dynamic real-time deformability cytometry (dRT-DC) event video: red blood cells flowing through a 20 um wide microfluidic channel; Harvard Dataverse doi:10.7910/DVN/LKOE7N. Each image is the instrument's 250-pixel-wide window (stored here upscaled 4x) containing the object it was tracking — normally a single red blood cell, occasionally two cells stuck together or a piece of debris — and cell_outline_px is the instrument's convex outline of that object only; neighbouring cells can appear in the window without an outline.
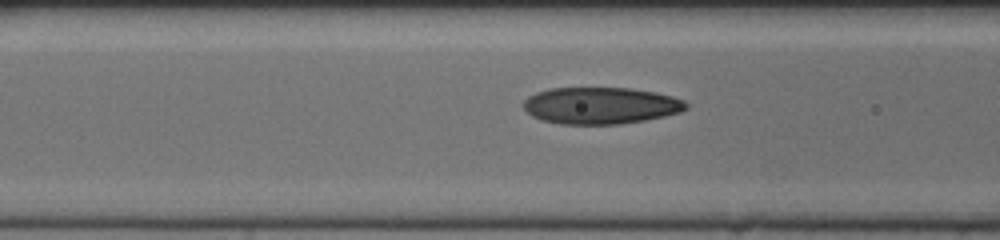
{"species": "human", "species_latin": "Homo sapiens", "temperature_condition": "cold", "stored_images_in_passage": 38, "camera_frame_rate_fps": 3000, "um_per_image_px": 0.085, "donor": {"sex": "female"}, "frame": {"image": 1, "passage_image": 16, "time_ms": 5.0, "image_size_px": [1000, 240], "cell_outline_px": [[688, 108], [680, 112], [664, 116], [644, 120], [620, 124], [560, 124], [540, 120], [532, 116], [524, 108], [524, 100], [528, 96], [536, 92], [548, 88], [628, 88], [656, 92], [672, 96], [684, 100], [688, 104]], "centroid_in_image_um": [51.05, 8.97], "position_along_channel_um": 115.5, "area_um2": 34.97}}
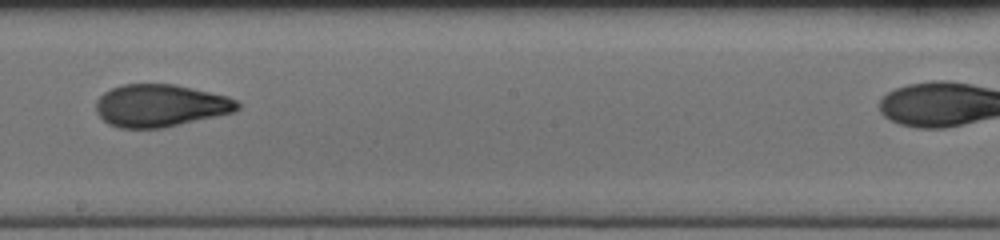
{"frame": {"image": 2, "passage_image": 25, "time_ms": 8.0, "image_size_px": [1000, 240], "cell_outline_px": [[240, 108], [236, 112], [164, 128], [120, 128], [108, 124], [96, 112], [96, 100], [104, 92], [112, 88], [124, 84], [172, 84], [192, 88], [228, 96], [236, 100], [240, 104]], "centroid_in_image_um": [13.65, 8.98], "position_along_channel_um": 234.6, "area_um2": 35.14}}
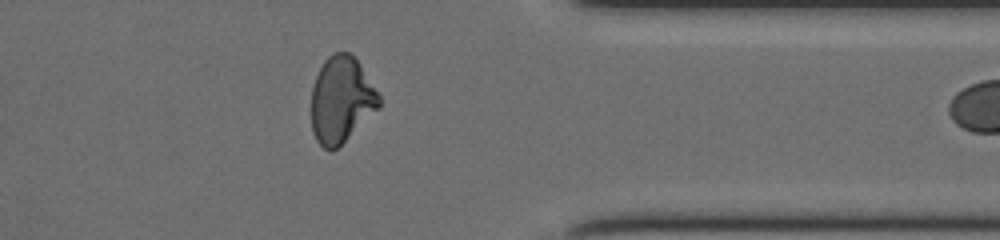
{"frame": {"image": 3, "passage_image": 37, "time_ms": 12.0, "image_size_px": [1000, 240], "cell_outline_px": [[380, 108], [332, 152], [324, 148], [316, 140], [312, 132], [312, 88], [316, 76], [324, 60], [328, 56], [336, 52], [348, 52], [360, 64], [380, 96]], "centroid_in_image_um": [29.01, 8.49], "position_along_channel_um": 382.4, "area_um2": 33.81}}